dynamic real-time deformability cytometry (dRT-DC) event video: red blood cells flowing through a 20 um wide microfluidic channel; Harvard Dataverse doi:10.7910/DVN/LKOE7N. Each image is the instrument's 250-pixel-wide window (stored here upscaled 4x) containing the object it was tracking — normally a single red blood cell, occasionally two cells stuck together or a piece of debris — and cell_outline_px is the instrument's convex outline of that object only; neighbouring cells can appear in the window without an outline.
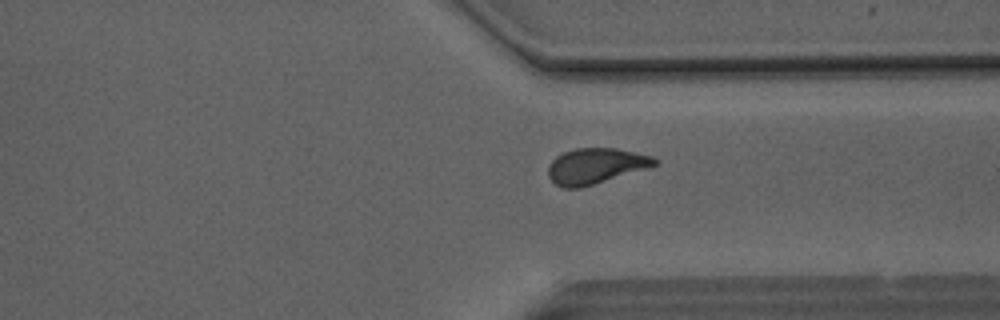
{"species": "Egyptian fruit bat (a non-hibernating species)", "species_latin": "Rousettus aegyptiacus", "temperature_condition": "room temperature", "stored_images_in_passage": 46, "camera_frame_rate_fps": 3000, "um_per_image_px": 0.085, "animal": {"sex": "male"}, "frame": {"image": 1, "passage_image": 36, "time_ms": 11.667, "image_size_px": [1000, 320], "cell_outline_px": [[656, 164], [644, 168], [580, 188], [564, 188], [556, 184], [548, 176], [548, 164], [556, 156], [564, 152], [576, 148], [616, 148], [652, 156], [656, 160]], "centroid_in_image_um": [50.55, 14.09], "position_along_channel_um": 360.9, "area_um2": 21.56}}
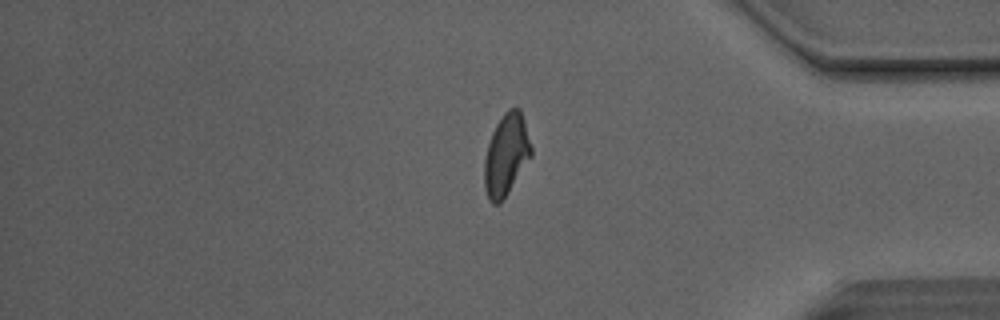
{"frame": {"image": 2, "passage_image": 40, "time_ms": 13.0, "image_size_px": [1000, 320], "cell_outline_px": [[532, 156], [500, 204], [492, 204], [488, 200], [484, 188], [484, 160], [488, 144], [492, 132], [496, 124], [504, 112], [508, 108], [520, 108], [524, 120], [532, 148]], "centroid_in_image_um": [43.02, 13.17], "position_along_channel_um": 392.2, "area_um2": 22.37}, "authors_computed_cell_mechanics": {"area_um2": 22.3686, "velocity_mm_per_s": 4.1219, "shape_relaxation_time_tau1_ms": 8.2236, "shape_relaxation_time_tau2_ms": 1.8364, "deformation_change_tau1": 0.2316, "deformation_change_tau2": 0.0793}}